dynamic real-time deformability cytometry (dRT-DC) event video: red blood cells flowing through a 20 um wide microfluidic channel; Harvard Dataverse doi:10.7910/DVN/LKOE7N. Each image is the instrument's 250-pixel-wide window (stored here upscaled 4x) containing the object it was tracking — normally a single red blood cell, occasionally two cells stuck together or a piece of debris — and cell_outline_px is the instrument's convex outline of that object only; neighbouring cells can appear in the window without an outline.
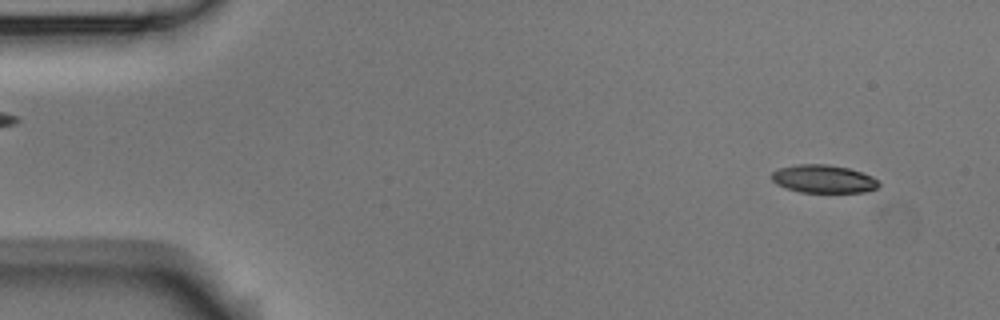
{"species": "Egyptian fruit bat (a non-hibernating species)", "species_latin": "Rousettus aegyptiacus", "temperature_condition": "room temperature", "stored_images_in_passage": 55, "camera_frame_rate_fps": 3000, "um_per_image_px": 0.085, "animal": {"sex": "male"}, "frame": {"image": 1, "passage_image": 4, "time_ms": 1.0, "image_size_px": [1000, 320], "cell_outline_px": [[880, 184], [876, 188], [864, 192], [800, 192], [776, 184], [772, 180], [772, 172], [780, 168], [796, 164], [828, 164], [848, 168], [872, 176]], "centroid_in_image_um": [69.98, 15.2], "position_along_channel_um": 15.0, "area_um2": 17.34}}
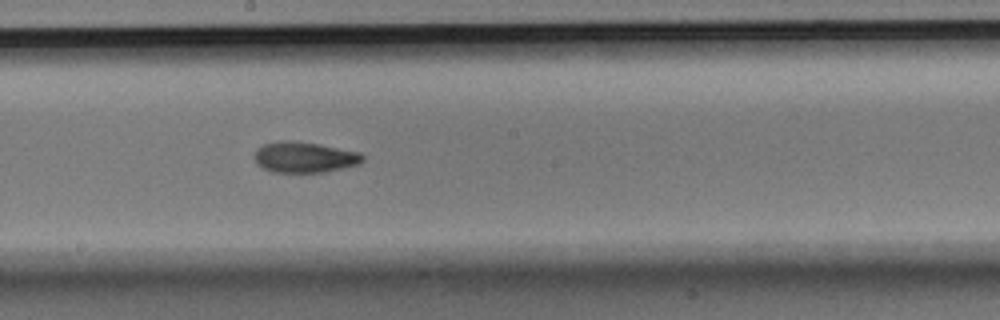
{"frame": {"image": 2, "passage_image": 30, "time_ms": 9.667, "image_size_px": [1000, 320], "cell_outline_px": [[364, 160], [360, 164], [324, 172], [272, 172], [256, 164], [252, 156], [256, 148], [264, 144], [280, 140], [288, 140], [320, 144], [360, 152], [364, 156]], "centroid_in_image_um": [25.85, 13.36], "position_along_channel_um": 222.4, "area_um2": 19.65}}
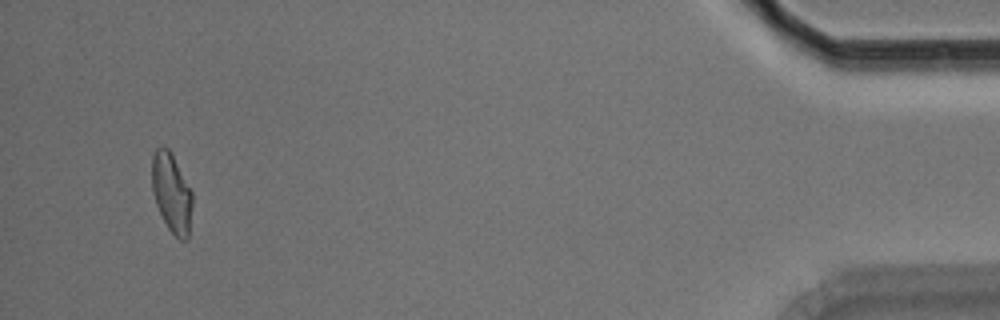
{"frame": {"image": 3, "passage_image": 53, "time_ms": 17.333, "image_size_px": [1000, 320], "cell_outline_px": [[192, 204], [188, 240], [180, 240], [168, 228], [156, 204], [152, 188], [152, 156], [156, 148], [164, 144], [172, 152], [192, 192]], "centroid_in_image_um": [14.59, 16.35], "position_along_channel_um": 420.6, "area_um2": 18.73}, "authors_computed_cell_mechanics": {"area_um2": 18.9584, "velocity_mm_per_s": 3.5909, "shape_relaxation_time_tau1_ms": 5.1076, "shape_relaxation_time_tau2_ms": 3.6531, "deformation_change_tau1": 0.1729, "deformation_change_tau2": 0.0852}}